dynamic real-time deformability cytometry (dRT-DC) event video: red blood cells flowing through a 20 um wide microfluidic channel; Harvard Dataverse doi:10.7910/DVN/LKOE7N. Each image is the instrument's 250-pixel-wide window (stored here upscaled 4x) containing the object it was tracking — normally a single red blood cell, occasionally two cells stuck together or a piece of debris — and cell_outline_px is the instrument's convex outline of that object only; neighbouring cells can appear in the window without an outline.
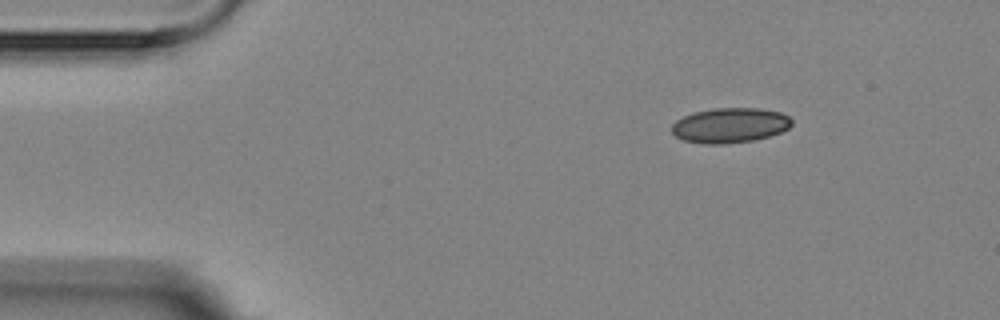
{"species": "Egyptian fruit bat (a non-hibernating species)", "species_latin": "Rousettus aegyptiacus", "temperature_condition": "room temperature", "stored_images_in_passage": 13, "camera_frame_rate_fps": 3000, "um_per_image_px": 0.085, "animal": {"sex": "female"}, "frame": {"image": 1, "passage_image": 1, "time_ms": 0.0, "image_size_px": [1000, 320], "cell_outline_px": [[792, 124], [788, 128], [780, 132], [768, 136], [752, 140], [720, 144], [704, 144], [684, 140], [676, 136], [672, 132], [672, 124], [676, 120], [692, 112], [716, 108], [760, 108], [780, 112], [788, 116], [792, 120]], "centroid_in_image_um": [62.03, 10.64], "position_along_channel_um": 23.0, "area_um2": 24.33}}
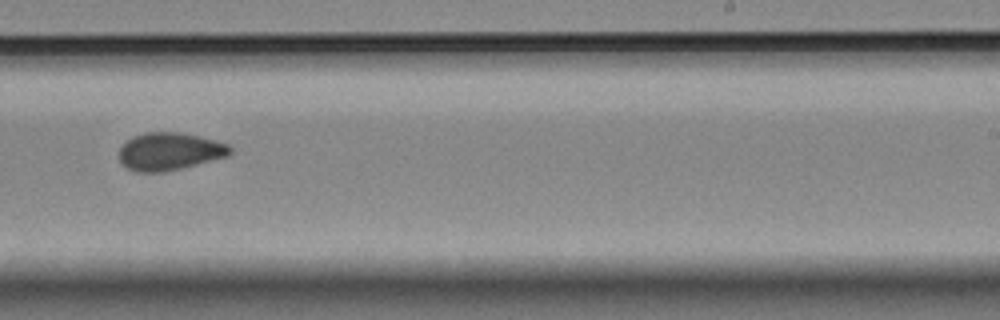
{"frame": {"image": 2, "passage_image": 8, "time_ms": 9.0, "image_size_px": [1000, 320], "cell_outline_px": [[232, 152], [228, 156], [180, 168], [160, 172], [136, 172], [128, 168], [120, 160], [120, 148], [132, 136], [148, 132], [180, 132], [216, 140], [228, 144], [232, 148]], "centroid_in_image_um": [14.43, 12.86], "position_along_channel_um": 274.6, "area_um2": 24.1}}
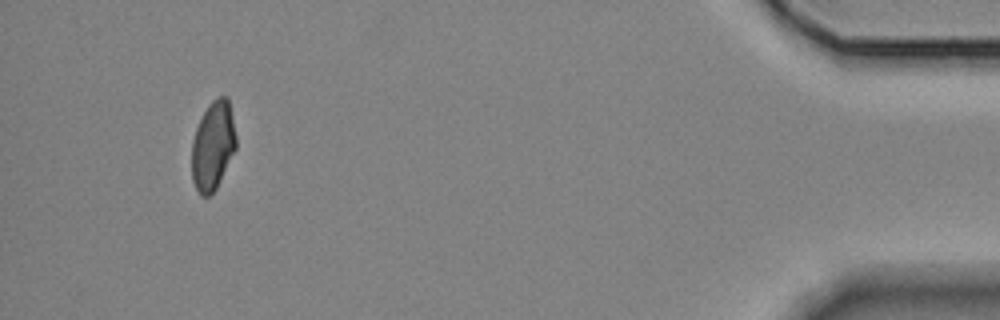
{"frame": {"image": 3, "passage_image": 13, "time_ms": 15.0, "image_size_px": [1000, 320], "cell_outline_px": [[236, 148], [216, 188], [208, 196], [200, 196], [192, 180], [192, 140], [196, 128], [208, 104], [216, 96], [228, 96], [236, 136]], "centroid_in_image_um": [18.09, 12.36], "position_along_channel_um": 417.1, "area_um2": 22.83}, "authors_computed_cell_mechanics": {"area_um2": 24.1026, "velocity_mm_per_s": 3.5456, "shape_relaxation_time_tau1_ms": null, "shape_relaxation_time_tau2_ms": 9.0838, "deformation_change_tau1": null, "deformation_change_tau2": 0.0662}}